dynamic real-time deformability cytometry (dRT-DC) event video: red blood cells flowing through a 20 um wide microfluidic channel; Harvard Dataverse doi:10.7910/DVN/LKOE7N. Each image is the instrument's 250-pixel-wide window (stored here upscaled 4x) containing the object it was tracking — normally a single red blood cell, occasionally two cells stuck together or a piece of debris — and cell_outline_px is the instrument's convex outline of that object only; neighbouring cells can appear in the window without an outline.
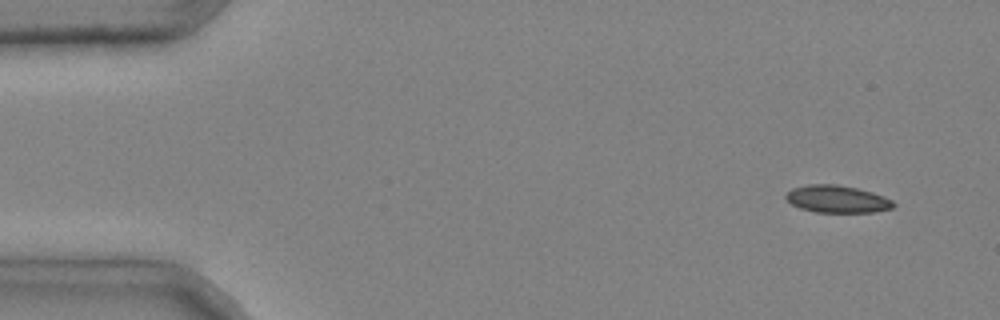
{"species": "common noctule bat (a hibernating species)", "species_latin": "Nyctalus noctula", "temperature_condition": "cold", "stored_images_in_passage": 5, "camera_frame_rate_fps": 3000, "um_per_image_px": 0.085, "animal": {"sex": "male", "body_mass_g": 20.4}, "frame": {"image": 1, "passage_image": 1, "time_ms": 0.0, "image_size_px": [1000, 320], "cell_outline_px": [[896, 204], [892, 208], [876, 212], [816, 212], [800, 208], [792, 204], [784, 196], [792, 188], [808, 184], [836, 184], [856, 188], [872, 192], [884, 196], [892, 200]], "centroid_in_image_um": [71.17, 16.92], "position_along_channel_um": 13.8, "area_um2": 17.11}}
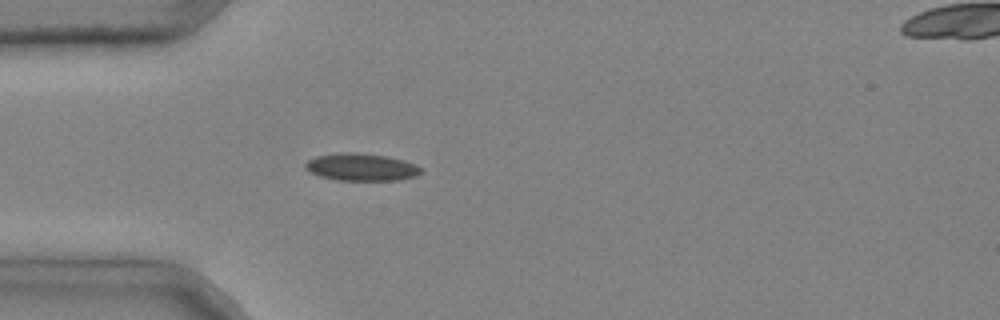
{"frame": {"image": 2, "passage_image": 4, "time_ms": 1.0, "image_size_px": [1000, 320], "cell_outline_px": [[424, 172], [416, 176], [400, 180], [336, 180], [320, 176], [308, 172], [304, 168], [304, 164], [308, 160], [316, 156], [340, 152], [352, 152], [388, 156], [404, 160], [416, 164]], "centroid_in_image_um": [30.71, 14.2], "position_along_channel_um": 54.3, "area_um2": 18.67}}